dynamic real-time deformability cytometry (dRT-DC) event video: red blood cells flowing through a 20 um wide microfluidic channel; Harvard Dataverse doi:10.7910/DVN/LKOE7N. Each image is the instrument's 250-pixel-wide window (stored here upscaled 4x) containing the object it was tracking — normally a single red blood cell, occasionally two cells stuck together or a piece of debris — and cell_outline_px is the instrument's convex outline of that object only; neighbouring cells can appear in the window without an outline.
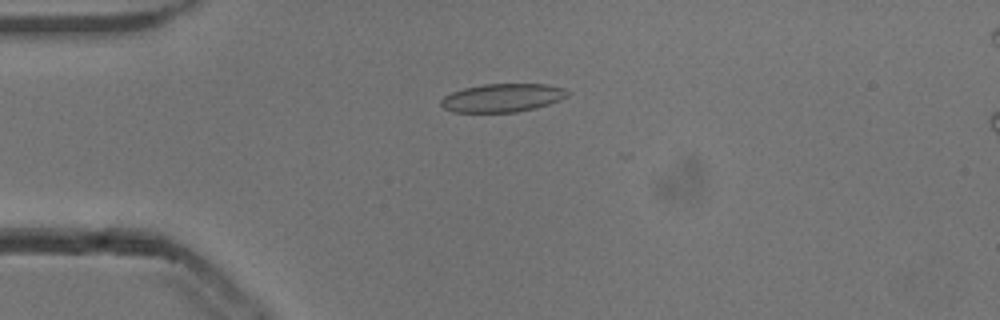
{"species": "common noctule bat (a hibernating species)", "species_latin": "Nyctalus noctula", "temperature_condition": "cold", "stored_images_in_passage": 19, "camera_frame_rate_fps": 3000, "um_per_image_px": 0.085, "animal": {"sex": "male", "body_mass_g": 13.3}, "frame": {"image": 1, "passage_image": 13, "time_ms": 4.0, "image_size_px": [1000, 320], "cell_outline_px": [[572, 92], [568, 96], [560, 100], [536, 108], [516, 112], [452, 112], [444, 108], [440, 104], [440, 100], [444, 96], [452, 92], [464, 88], [484, 84], [548, 84], [564, 88]], "centroid_in_image_um": [42.73, 8.31], "position_along_channel_um": 42.3, "area_um2": 21.04}}
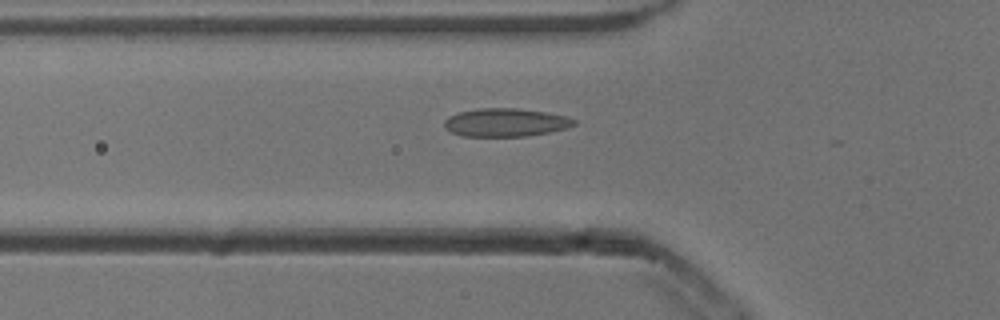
{"frame": {"image": 2, "passage_image": 18, "time_ms": 5.667, "image_size_px": [1000, 320], "cell_outline_px": [[576, 124], [568, 128], [528, 136], [460, 136], [444, 128], [444, 120], [448, 116], [460, 112], [480, 108], [516, 108], [548, 112], [568, 116], [576, 120]], "centroid_in_image_um": [42.99, 10.41], "position_along_channel_um": 82.8, "area_um2": 21.5}}